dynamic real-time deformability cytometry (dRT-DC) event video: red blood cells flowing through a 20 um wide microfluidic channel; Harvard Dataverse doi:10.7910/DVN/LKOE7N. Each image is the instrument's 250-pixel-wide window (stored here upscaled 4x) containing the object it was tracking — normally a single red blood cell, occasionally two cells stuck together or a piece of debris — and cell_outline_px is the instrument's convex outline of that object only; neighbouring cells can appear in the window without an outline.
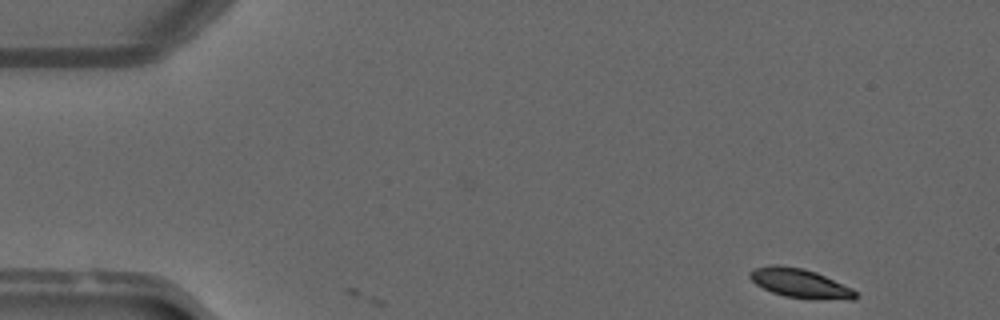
{"species": "common noctule bat (a hibernating species)", "species_latin": "Nyctalus noctula", "temperature_condition": "warm", "stored_images_in_passage": 3, "camera_frame_rate_fps": 3000, "um_per_image_px": 0.085, "animal": {"sex": "male", "forearm_length_mm": 52.5}, "frame": {"image": 1, "passage_image": 1, "time_ms": 0.0, "image_size_px": [1000, 320], "cell_outline_px": [[860, 296], [852, 300], [784, 296], [772, 292], [756, 284], [748, 276], [748, 272], [756, 268], [772, 264], [780, 264], [804, 268], [816, 272], [852, 288]], "centroid_in_image_um": [67.99, 24.05], "position_along_channel_um": 17.0, "area_um2": 17.74}}